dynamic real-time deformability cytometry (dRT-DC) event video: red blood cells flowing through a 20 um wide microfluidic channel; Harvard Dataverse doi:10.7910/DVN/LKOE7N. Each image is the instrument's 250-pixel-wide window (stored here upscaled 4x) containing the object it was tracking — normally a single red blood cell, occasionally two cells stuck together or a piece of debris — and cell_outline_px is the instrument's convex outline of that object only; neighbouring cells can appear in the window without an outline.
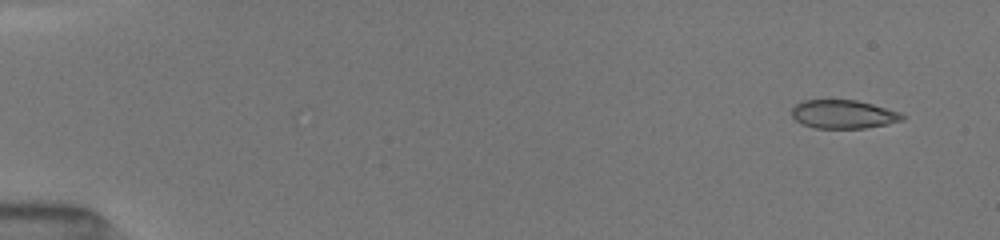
{"species": "common noctule bat (a hibernating species)", "species_latin": "Nyctalus noctula", "temperature_condition": "room temperature", "stored_images_in_passage": 26, "camera_frame_rate_fps": 3000, "um_per_image_px": 0.085, "animal": {"sex": "female", "body_mass_g": 19.5, "forearm_length_mm": 54.1}, "frame": {"image": 1, "passage_image": 4, "time_ms": 1.0, "image_size_px": [1000, 240], "cell_outline_px": [[904, 120], [888, 124], [864, 128], [812, 128], [800, 124], [792, 116], [792, 108], [796, 104], [804, 100], [856, 100], [872, 104], [900, 112], [904, 116]], "centroid_in_image_um": [71.67, 9.72], "position_along_channel_um": 13.3, "area_um2": 18.44}}
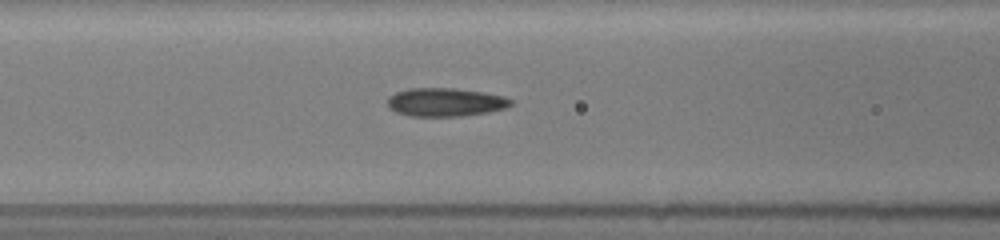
{"frame": {"image": 2, "passage_image": 20, "time_ms": 7.333, "image_size_px": [1000, 240], "cell_outline_px": [[512, 104], [504, 108], [488, 112], [460, 116], [408, 116], [396, 112], [388, 108], [388, 96], [396, 92], [408, 88], [456, 88], [484, 92], [504, 96], [512, 100]], "centroid_in_image_um": [37.82, 8.68], "position_along_channel_um": 128.8, "area_um2": 20.52}}
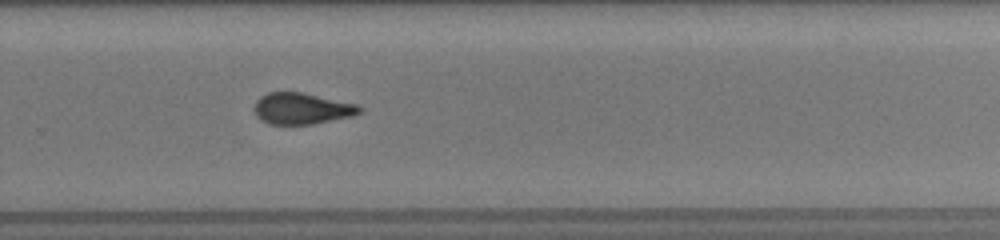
{"frame": {"image": 3, "passage_image": 26, "time_ms": 11.667, "image_size_px": [1000, 240], "cell_outline_px": [[364, 108], [360, 112], [352, 116], [312, 124], [268, 124], [260, 120], [256, 116], [256, 100], [260, 96], [268, 92], [304, 92], [360, 104]], "centroid_in_image_um": [25.7, 9.21], "position_along_channel_um": 304.1, "area_um2": 19.42}}